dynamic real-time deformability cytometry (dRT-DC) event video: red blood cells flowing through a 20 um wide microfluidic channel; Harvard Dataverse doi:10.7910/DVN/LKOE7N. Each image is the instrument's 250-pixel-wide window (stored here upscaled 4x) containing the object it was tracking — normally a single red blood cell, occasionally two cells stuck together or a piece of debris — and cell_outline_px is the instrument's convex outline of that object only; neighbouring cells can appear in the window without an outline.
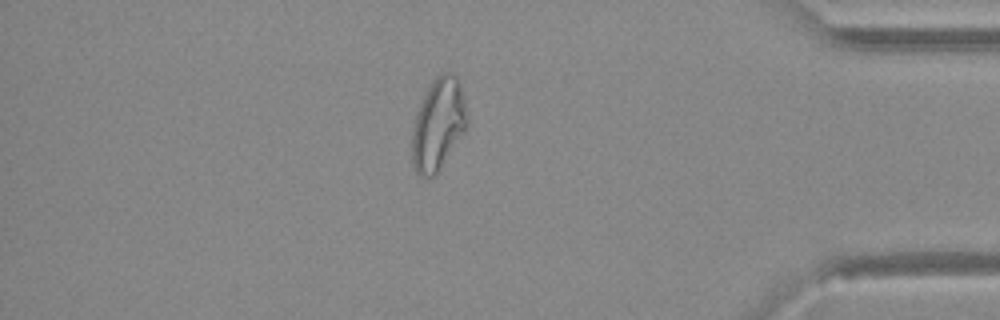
{"species": "Egyptian fruit bat (a non-hibernating species)", "species_latin": "Rousettus aegyptiacus", "temperature_condition": "warm", "stored_images_in_passage": 49, "camera_frame_rate_fps": 3000, "um_per_image_px": 0.085, "animal": {"sex": "female"}, "frame": {"image": 1, "passage_image": 42, "time_ms": 13.667, "image_size_px": [1000, 320], "cell_outline_px": [[468, 124], [436, 172], [432, 176], [420, 176], [416, 172], [412, 164], [412, 132], [416, 112], [432, 80], [436, 76], [444, 72], [448, 72], [456, 76], [460, 84], [464, 100]], "centroid_in_image_um": [37.22, 10.53], "position_along_channel_um": 398.0, "area_um2": 28.67}}